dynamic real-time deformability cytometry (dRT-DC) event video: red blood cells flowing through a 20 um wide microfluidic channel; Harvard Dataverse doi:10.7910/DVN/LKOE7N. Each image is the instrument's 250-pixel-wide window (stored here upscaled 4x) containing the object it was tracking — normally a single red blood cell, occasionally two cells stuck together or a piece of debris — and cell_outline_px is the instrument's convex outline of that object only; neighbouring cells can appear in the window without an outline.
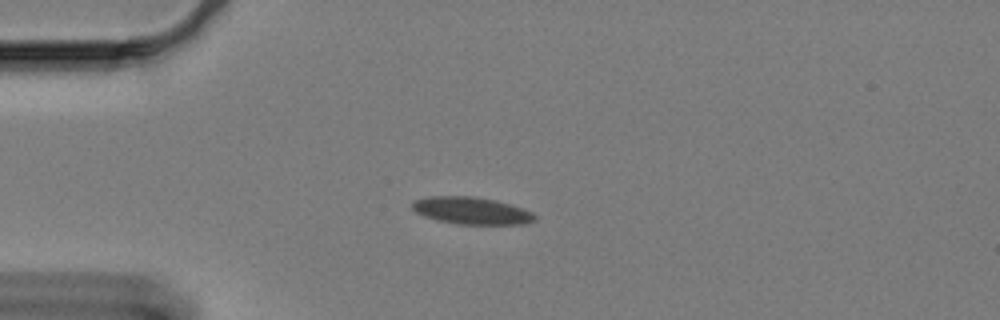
{"species": "Egyptian fruit bat (a non-hibernating species)", "species_latin": "Rousettus aegyptiacus", "temperature_condition": "cold", "stored_images_in_passage": 49, "camera_frame_rate_fps": 3000, "um_per_image_px": 0.085, "animal": {"sex": "female"}, "frame": {"image": 1, "passage_image": 1, "time_ms": 0.0, "image_size_px": [1000, 320], "cell_outline_px": [[536, 220], [524, 224], [456, 224], [436, 220], [424, 216], [416, 212], [412, 208], [412, 200], [428, 196], [476, 196], [496, 200], [512, 204], [524, 208], [532, 212], [536, 216]], "centroid_in_image_um": [40.08, 17.9], "position_along_channel_um": 44.9, "area_um2": 19.71}}
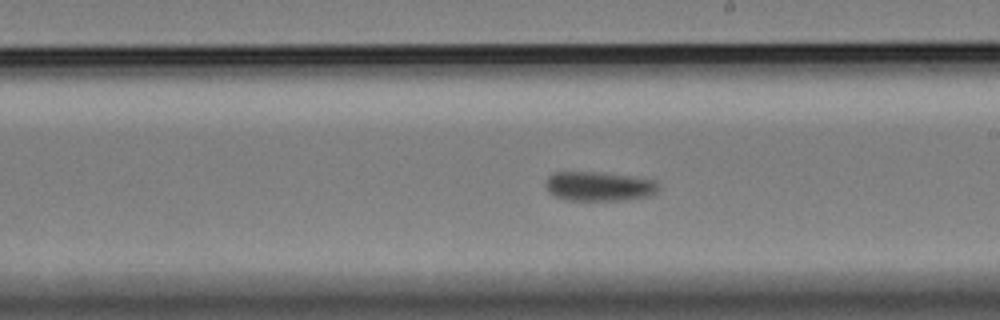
{"frame": {"image": 2, "passage_image": 21, "time_ms": 6.667, "image_size_px": [1000, 320], "cell_outline_px": [[660, 188], [656, 192], [648, 196], [624, 200], [568, 200], [552, 196], [548, 192], [544, 184], [548, 176], [552, 172], [596, 172], [628, 176], [656, 180], [660, 184]], "centroid_in_image_um": [50.88, 15.84], "position_along_channel_um": 238.1, "area_um2": 19.48}}
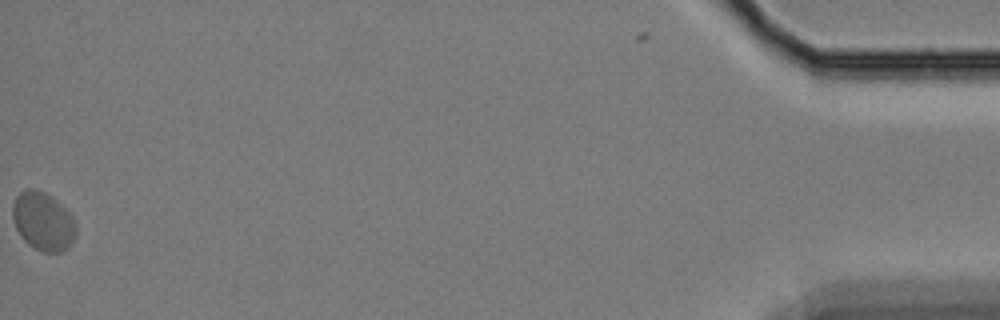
{"frame": {"image": 3, "passage_image": 48, "time_ms": 15.667, "image_size_px": [1000, 320], "cell_outline_px": [[76, 232], [68, 248], [64, 252], [44, 252], [28, 244], [24, 240], [16, 228], [12, 216], [12, 204], [16, 196], [20, 192], [28, 188], [36, 188], [52, 196], [72, 216], [76, 224]], "centroid_in_image_um": [3.65, 18.8], "position_along_channel_um": 431.5, "area_um2": 21.56}, "authors_computed_cell_mechanics": {"area_um2": 19.8254, "velocity_mm_per_s": 3.203, "shape_relaxation_time_tau1_ms": 3.6728, "shape_relaxation_time_tau2_ms": 1.0554, "deformation_change_tau1": 0.0837, "deformation_change_tau2": 0.0357}}